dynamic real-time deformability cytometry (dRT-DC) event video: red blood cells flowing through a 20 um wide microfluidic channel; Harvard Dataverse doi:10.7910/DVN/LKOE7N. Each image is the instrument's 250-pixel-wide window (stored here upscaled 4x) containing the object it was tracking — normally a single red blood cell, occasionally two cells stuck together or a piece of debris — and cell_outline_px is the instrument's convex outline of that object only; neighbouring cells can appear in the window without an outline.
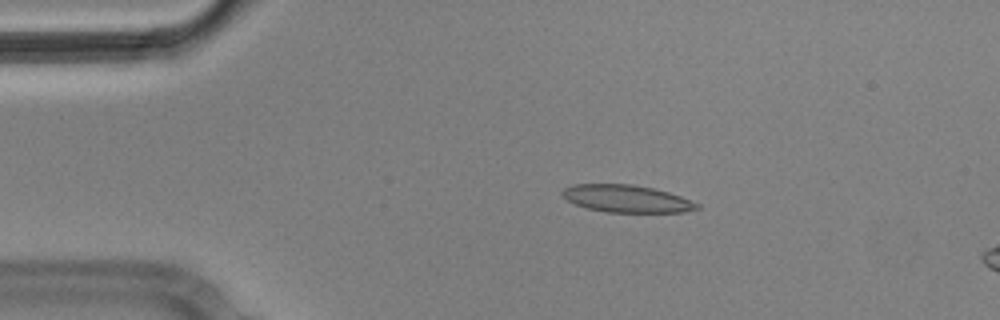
{"species": "Egyptian fruit bat (a non-hibernating species)", "species_latin": "Rousettus aegyptiacus", "temperature_condition": "cold", "stored_images_in_passage": 6, "camera_frame_rate_fps": 3000, "um_per_image_px": 0.085, "animal": {"sex": "male"}, "frame": {"image": 1, "passage_image": 4, "time_ms": 1.0, "image_size_px": [1000, 320], "cell_outline_px": [[700, 208], [684, 212], [604, 212], [588, 208], [576, 204], [568, 200], [560, 192], [564, 188], [572, 184], [632, 184], [652, 188], [668, 192], [680, 196], [700, 204]], "centroid_in_image_um": [53.26, 16.88], "position_along_channel_um": 31.7, "area_um2": 21.39}}